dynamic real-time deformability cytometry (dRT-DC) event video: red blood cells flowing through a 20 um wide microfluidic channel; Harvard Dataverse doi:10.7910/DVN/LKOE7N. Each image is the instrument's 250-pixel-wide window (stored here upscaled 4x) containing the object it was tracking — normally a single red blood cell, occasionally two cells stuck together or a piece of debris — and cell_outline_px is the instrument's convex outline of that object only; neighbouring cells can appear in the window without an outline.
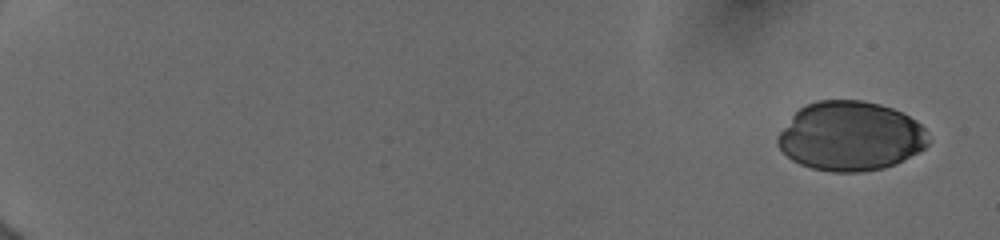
{"species": "human", "species_latin": "Homo sapiens", "temperature_condition": "cold", "stored_images_in_passage": 11, "camera_frame_rate_fps": 3000, "um_per_image_px": 0.085, "donor": {"sex": "female"}, "frame": {"image": 1, "passage_image": 1, "time_ms": 0.0, "image_size_px": [1000, 240], "cell_outline_px": [[928, 144], [920, 152], [896, 164], [884, 168], [860, 172], [832, 172], [812, 168], [800, 164], [792, 160], [776, 144], [776, 136], [792, 116], [800, 108], [808, 104], [820, 100], [860, 100], [880, 104], [892, 108], [916, 120], [924, 128], [928, 140]], "centroid_in_image_um": [72.29, 11.58], "position_along_channel_um": 12.7, "area_um2": 60.86}}